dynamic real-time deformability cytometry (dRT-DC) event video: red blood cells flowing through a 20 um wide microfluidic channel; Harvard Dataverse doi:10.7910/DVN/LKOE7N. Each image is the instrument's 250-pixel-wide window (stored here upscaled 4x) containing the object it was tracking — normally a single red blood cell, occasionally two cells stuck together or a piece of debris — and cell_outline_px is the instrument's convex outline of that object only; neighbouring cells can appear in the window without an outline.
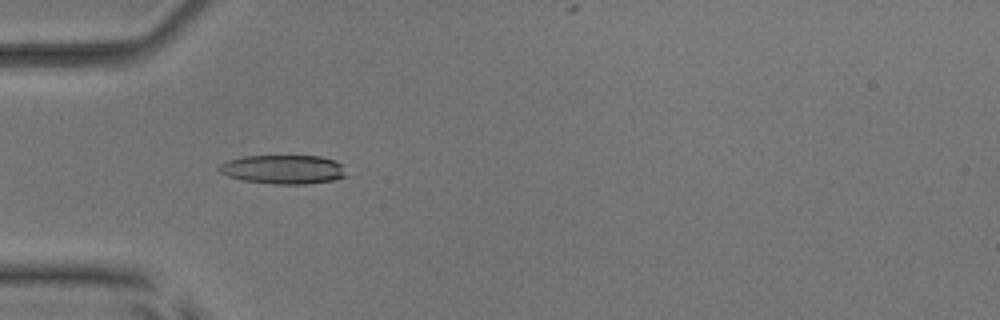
{"species": "common noctule bat (a hibernating species)", "species_latin": "Nyctalus noctula", "temperature_condition": "room temperature", "stored_images_in_passage": 10, "camera_frame_rate_fps": 3000, "um_per_image_px": 0.085, "animal": {"sex": "male", "body_mass_g": 17.9, "forearm_length_mm": 54.2}, "frame": {"image": 1, "passage_image": 5, "time_ms": 4.333, "image_size_px": [1000, 320], "cell_outline_px": [[348, 176], [332, 180], [308, 184], [272, 184], [244, 180], [228, 176], [220, 172], [216, 168], [220, 164], [228, 160], [244, 156], [320, 156], [336, 160], [340, 164]], "centroid_in_image_um": [24.08, 14.4], "position_along_channel_um": 60.9, "area_um2": 21.5}}
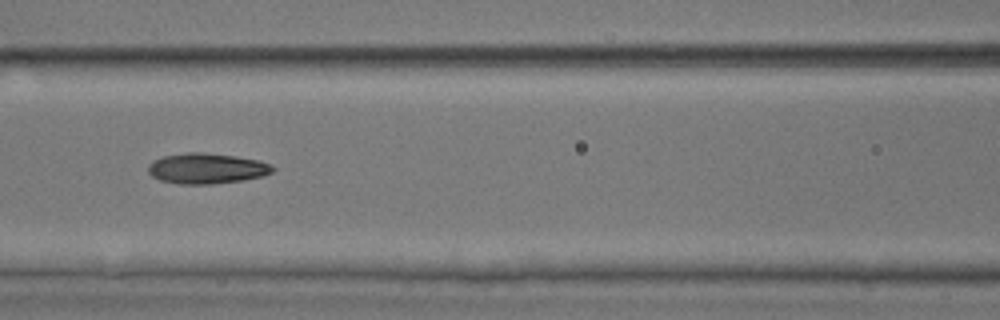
{"frame": {"image": 2, "passage_image": 7, "time_ms": 6.667, "image_size_px": [1000, 320], "cell_outline_px": [[276, 168], [272, 172], [264, 176], [244, 180], [212, 184], [180, 184], [160, 180], [152, 176], [148, 172], [148, 164], [152, 160], [164, 156], [188, 152], [200, 152], [236, 156], [260, 160]], "centroid_in_image_um": [17.57, 14.32], "position_along_channel_um": 149.0, "area_um2": 22.25}}
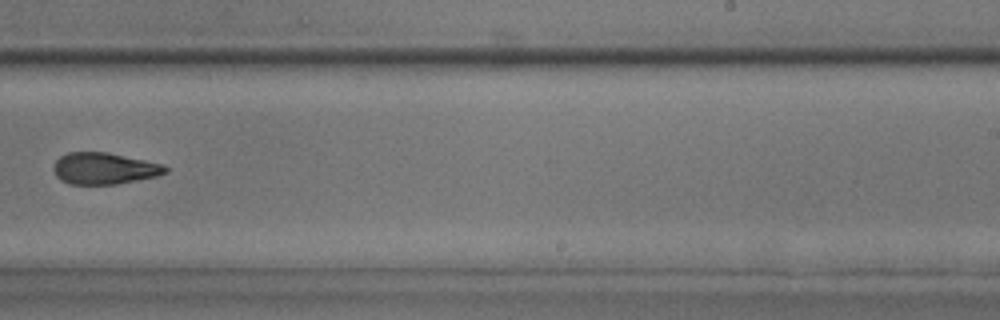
{"frame": {"image": 3, "passage_image": 10, "time_ms": 10.0, "image_size_px": [1000, 320], "cell_outline_px": [[168, 172], [156, 176], [116, 184], [72, 184], [60, 180], [56, 176], [52, 168], [56, 160], [60, 156], [68, 152], [108, 152], [164, 164], [168, 168]], "centroid_in_image_um": [8.85, 14.31], "position_along_channel_um": 280.1, "area_um2": 20.63}}